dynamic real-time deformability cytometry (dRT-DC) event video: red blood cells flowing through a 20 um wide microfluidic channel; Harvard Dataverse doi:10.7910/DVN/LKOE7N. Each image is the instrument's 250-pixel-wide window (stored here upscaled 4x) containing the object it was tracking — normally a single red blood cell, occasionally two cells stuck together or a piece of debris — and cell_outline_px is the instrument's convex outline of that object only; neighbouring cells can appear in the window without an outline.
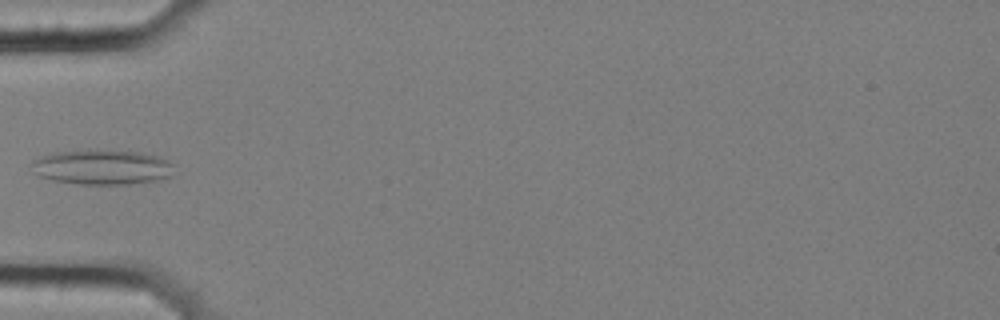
{"species": "common noctule bat (a hibernating species)", "species_latin": "Nyctalus noctula", "temperature_condition": "cold", "stored_images_in_passage": 6, "camera_frame_rate_fps": 3000, "um_per_image_px": 0.085, "animal": {"sex": "female", "body_mass_g": 25.1}, "frame": {"image": 1, "passage_image": 6, "time_ms": 1.667, "image_size_px": [1000, 320], "cell_outline_px": [[176, 164], [172, 176], [156, 180], [128, 184], [80, 184], [52, 180], [36, 176], [28, 164], [32, 160], [40, 156], [52, 152], [96, 148], [136, 152], [160, 156]], "centroid_in_image_um": [8.64, 14.18], "position_along_channel_um": 76.4, "area_um2": 29.94}}